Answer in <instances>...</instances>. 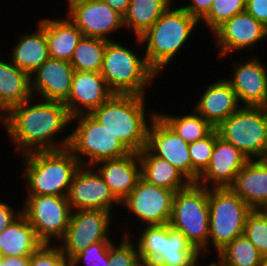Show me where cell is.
Wrapping results in <instances>:
<instances>
[{
    "mask_svg": "<svg viewBox=\"0 0 267 266\" xmlns=\"http://www.w3.org/2000/svg\"><path fill=\"white\" fill-rule=\"evenodd\" d=\"M33 98L12 108L0 119V125L14 144V153L22 156L68 148L70 133L66 136L63 132L68 129L72 117L64 102L43 99L36 102ZM61 133L63 137L56 141Z\"/></svg>",
    "mask_w": 267,
    "mask_h": 266,
    "instance_id": "cell-1",
    "label": "cell"
},
{
    "mask_svg": "<svg viewBox=\"0 0 267 266\" xmlns=\"http://www.w3.org/2000/svg\"><path fill=\"white\" fill-rule=\"evenodd\" d=\"M140 37H135L136 45L145 46L144 56L147 64L162 76L164 69L188 45L191 35L200 27V22L186 12L181 6H173ZM143 44V45H142ZM162 73V74H161Z\"/></svg>",
    "mask_w": 267,
    "mask_h": 266,
    "instance_id": "cell-2",
    "label": "cell"
},
{
    "mask_svg": "<svg viewBox=\"0 0 267 266\" xmlns=\"http://www.w3.org/2000/svg\"><path fill=\"white\" fill-rule=\"evenodd\" d=\"M146 99L141 95L113 93L91 115L116 135L130 152L139 153L146 147L148 127L157 114L155 110L146 114Z\"/></svg>",
    "mask_w": 267,
    "mask_h": 266,
    "instance_id": "cell-3",
    "label": "cell"
},
{
    "mask_svg": "<svg viewBox=\"0 0 267 266\" xmlns=\"http://www.w3.org/2000/svg\"><path fill=\"white\" fill-rule=\"evenodd\" d=\"M19 157L24 163L21 178L26 181V195L67 196L73 176L81 166L68 148Z\"/></svg>",
    "mask_w": 267,
    "mask_h": 266,
    "instance_id": "cell-4",
    "label": "cell"
},
{
    "mask_svg": "<svg viewBox=\"0 0 267 266\" xmlns=\"http://www.w3.org/2000/svg\"><path fill=\"white\" fill-rule=\"evenodd\" d=\"M136 52L119 41L107 42L100 73L113 93L145 96L147 86L157 78L144 54Z\"/></svg>",
    "mask_w": 267,
    "mask_h": 266,
    "instance_id": "cell-5",
    "label": "cell"
},
{
    "mask_svg": "<svg viewBox=\"0 0 267 266\" xmlns=\"http://www.w3.org/2000/svg\"><path fill=\"white\" fill-rule=\"evenodd\" d=\"M169 225L180 231L205 258L209 238L208 189L198 183H190L178 190L174 196Z\"/></svg>",
    "mask_w": 267,
    "mask_h": 266,
    "instance_id": "cell-6",
    "label": "cell"
},
{
    "mask_svg": "<svg viewBox=\"0 0 267 266\" xmlns=\"http://www.w3.org/2000/svg\"><path fill=\"white\" fill-rule=\"evenodd\" d=\"M68 149L81 165L93 166L99 161L124 157L131 152L91 114L72 117ZM76 126V127H75Z\"/></svg>",
    "mask_w": 267,
    "mask_h": 266,
    "instance_id": "cell-7",
    "label": "cell"
},
{
    "mask_svg": "<svg viewBox=\"0 0 267 266\" xmlns=\"http://www.w3.org/2000/svg\"><path fill=\"white\" fill-rule=\"evenodd\" d=\"M208 203L210 256L213 249L218 253L244 233L245 220L252 209L229 188H209Z\"/></svg>",
    "mask_w": 267,
    "mask_h": 266,
    "instance_id": "cell-8",
    "label": "cell"
},
{
    "mask_svg": "<svg viewBox=\"0 0 267 266\" xmlns=\"http://www.w3.org/2000/svg\"><path fill=\"white\" fill-rule=\"evenodd\" d=\"M215 129L249 160L267 159V107L242 106Z\"/></svg>",
    "mask_w": 267,
    "mask_h": 266,
    "instance_id": "cell-9",
    "label": "cell"
},
{
    "mask_svg": "<svg viewBox=\"0 0 267 266\" xmlns=\"http://www.w3.org/2000/svg\"><path fill=\"white\" fill-rule=\"evenodd\" d=\"M24 200L22 214L38 239L43 244L59 242L65 235L72 213L67 196L26 195Z\"/></svg>",
    "mask_w": 267,
    "mask_h": 266,
    "instance_id": "cell-10",
    "label": "cell"
},
{
    "mask_svg": "<svg viewBox=\"0 0 267 266\" xmlns=\"http://www.w3.org/2000/svg\"><path fill=\"white\" fill-rule=\"evenodd\" d=\"M114 216L109 211L100 209H80L72 211L69 225L59 241L61 251L72 259L83 249L98 242H113L110 229ZM111 226V228H110Z\"/></svg>",
    "mask_w": 267,
    "mask_h": 266,
    "instance_id": "cell-11",
    "label": "cell"
},
{
    "mask_svg": "<svg viewBox=\"0 0 267 266\" xmlns=\"http://www.w3.org/2000/svg\"><path fill=\"white\" fill-rule=\"evenodd\" d=\"M176 191L158 187L148 183L142 177L135 188L121 202L123 206L132 213L133 217L141 220V225H165L169 224L173 200Z\"/></svg>",
    "mask_w": 267,
    "mask_h": 266,
    "instance_id": "cell-12",
    "label": "cell"
},
{
    "mask_svg": "<svg viewBox=\"0 0 267 266\" xmlns=\"http://www.w3.org/2000/svg\"><path fill=\"white\" fill-rule=\"evenodd\" d=\"M67 2L65 14L80 29L83 36L112 41L113 33L125 29L123 17L101 0Z\"/></svg>",
    "mask_w": 267,
    "mask_h": 266,
    "instance_id": "cell-13",
    "label": "cell"
},
{
    "mask_svg": "<svg viewBox=\"0 0 267 266\" xmlns=\"http://www.w3.org/2000/svg\"><path fill=\"white\" fill-rule=\"evenodd\" d=\"M71 210L100 209L113 213L121 203L93 166L81 165L75 172L67 193Z\"/></svg>",
    "mask_w": 267,
    "mask_h": 266,
    "instance_id": "cell-14",
    "label": "cell"
},
{
    "mask_svg": "<svg viewBox=\"0 0 267 266\" xmlns=\"http://www.w3.org/2000/svg\"><path fill=\"white\" fill-rule=\"evenodd\" d=\"M212 34L220 59L227 58L235 50L247 51L267 40V27L244 11L226 20Z\"/></svg>",
    "mask_w": 267,
    "mask_h": 266,
    "instance_id": "cell-15",
    "label": "cell"
},
{
    "mask_svg": "<svg viewBox=\"0 0 267 266\" xmlns=\"http://www.w3.org/2000/svg\"><path fill=\"white\" fill-rule=\"evenodd\" d=\"M241 59L232 63V74L226 80L241 106L267 107V66L254 54Z\"/></svg>",
    "mask_w": 267,
    "mask_h": 266,
    "instance_id": "cell-16",
    "label": "cell"
},
{
    "mask_svg": "<svg viewBox=\"0 0 267 266\" xmlns=\"http://www.w3.org/2000/svg\"><path fill=\"white\" fill-rule=\"evenodd\" d=\"M146 148L153 155L167 160L192 183L189 144L157 114L148 127Z\"/></svg>",
    "mask_w": 267,
    "mask_h": 266,
    "instance_id": "cell-17",
    "label": "cell"
},
{
    "mask_svg": "<svg viewBox=\"0 0 267 266\" xmlns=\"http://www.w3.org/2000/svg\"><path fill=\"white\" fill-rule=\"evenodd\" d=\"M248 160L232 143L219 137L216 130V141L209 165L199 176L197 183L207 189L228 188Z\"/></svg>",
    "mask_w": 267,
    "mask_h": 266,
    "instance_id": "cell-18",
    "label": "cell"
},
{
    "mask_svg": "<svg viewBox=\"0 0 267 266\" xmlns=\"http://www.w3.org/2000/svg\"><path fill=\"white\" fill-rule=\"evenodd\" d=\"M70 62L49 58L30 74V88L34 99L65 102L74 75ZM36 96V97H35Z\"/></svg>",
    "mask_w": 267,
    "mask_h": 266,
    "instance_id": "cell-19",
    "label": "cell"
},
{
    "mask_svg": "<svg viewBox=\"0 0 267 266\" xmlns=\"http://www.w3.org/2000/svg\"><path fill=\"white\" fill-rule=\"evenodd\" d=\"M113 92L100 72L75 71L70 95L64 102L71 117L91 114L106 102Z\"/></svg>",
    "mask_w": 267,
    "mask_h": 266,
    "instance_id": "cell-20",
    "label": "cell"
},
{
    "mask_svg": "<svg viewBox=\"0 0 267 266\" xmlns=\"http://www.w3.org/2000/svg\"><path fill=\"white\" fill-rule=\"evenodd\" d=\"M93 167L120 203L135 188L141 178L140 160L138 153L134 152L121 158L99 161Z\"/></svg>",
    "mask_w": 267,
    "mask_h": 266,
    "instance_id": "cell-21",
    "label": "cell"
},
{
    "mask_svg": "<svg viewBox=\"0 0 267 266\" xmlns=\"http://www.w3.org/2000/svg\"><path fill=\"white\" fill-rule=\"evenodd\" d=\"M204 89L193 109L214 128L242 107L230 83L223 77L214 79Z\"/></svg>",
    "mask_w": 267,
    "mask_h": 266,
    "instance_id": "cell-22",
    "label": "cell"
},
{
    "mask_svg": "<svg viewBox=\"0 0 267 266\" xmlns=\"http://www.w3.org/2000/svg\"><path fill=\"white\" fill-rule=\"evenodd\" d=\"M228 188L252 210L267 205V159L248 160Z\"/></svg>",
    "mask_w": 267,
    "mask_h": 266,
    "instance_id": "cell-23",
    "label": "cell"
},
{
    "mask_svg": "<svg viewBox=\"0 0 267 266\" xmlns=\"http://www.w3.org/2000/svg\"><path fill=\"white\" fill-rule=\"evenodd\" d=\"M65 17L39 18L38 24L43 28L48 43L49 56L53 59L70 62L74 50L83 34L80 29Z\"/></svg>",
    "mask_w": 267,
    "mask_h": 266,
    "instance_id": "cell-24",
    "label": "cell"
},
{
    "mask_svg": "<svg viewBox=\"0 0 267 266\" xmlns=\"http://www.w3.org/2000/svg\"><path fill=\"white\" fill-rule=\"evenodd\" d=\"M32 96L30 75L11 61L0 60V119Z\"/></svg>",
    "mask_w": 267,
    "mask_h": 266,
    "instance_id": "cell-25",
    "label": "cell"
},
{
    "mask_svg": "<svg viewBox=\"0 0 267 266\" xmlns=\"http://www.w3.org/2000/svg\"><path fill=\"white\" fill-rule=\"evenodd\" d=\"M37 26V31L19 35L9 57V61L29 75L50 58L45 32L38 23Z\"/></svg>",
    "mask_w": 267,
    "mask_h": 266,
    "instance_id": "cell-26",
    "label": "cell"
},
{
    "mask_svg": "<svg viewBox=\"0 0 267 266\" xmlns=\"http://www.w3.org/2000/svg\"><path fill=\"white\" fill-rule=\"evenodd\" d=\"M141 177L158 187L178 191L191 182L167 160L153 155L146 147L139 153Z\"/></svg>",
    "mask_w": 267,
    "mask_h": 266,
    "instance_id": "cell-27",
    "label": "cell"
},
{
    "mask_svg": "<svg viewBox=\"0 0 267 266\" xmlns=\"http://www.w3.org/2000/svg\"><path fill=\"white\" fill-rule=\"evenodd\" d=\"M42 244L23 214L0 232V256L2 257L30 256Z\"/></svg>",
    "mask_w": 267,
    "mask_h": 266,
    "instance_id": "cell-28",
    "label": "cell"
},
{
    "mask_svg": "<svg viewBox=\"0 0 267 266\" xmlns=\"http://www.w3.org/2000/svg\"><path fill=\"white\" fill-rule=\"evenodd\" d=\"M200 255L180 231L165 224L163 254L151 266H193Z\"/></svg>",
    "mask_w": 267,
    "mask_h": 266,
    "instance_id": "cell-29",
    "label": "cell"
},
{
    "mask_svg": "<svg viewBox=\"0 0 267 266\" xmlns=\"http://www.w3.org/2000/svg\"><path fill=\"white\" fill-rule=\"evenodd\" d=\"M172 3H175L174 0H131L128 11L123 17L125 30L127 33L133 32L134 37H140Z\"/></svg>",
    "mask_w": 267,
    "mask_h": 266,
    "instance_id": "cell-30",
    "label": "cell"
},
{
    "mask_svg": "<svg viewBox=\"0 0 267 266\" xmlns=\"http://www.w3.org/2000/svg\"><path fill=\"white\" fill-rule=\"evenodd\" d=\"M193 113L172 115L159 112L157 115L188 144L208 136L215 128L194 109Z\"/></svg>",
    "mask_w": 267,
    "mask_h": 266,
    "instance_id": "cell-31",
    "label": "cell"
},
{
    "mask_svg": "<svg viewBox=\"0 0 267 266\" xmlns=\"http://www.w3.org/2000/svg\"><path fill=\"white\" fill-rule=\"evenodd\" d=\"M107 40L82 36L70 64L75 71L101 72Z\"/></svg>",
    "mask_w": 267,
    "mask_h": 266,
    "instance_id": "cell-32",
    "label": "cell"
},
{
    "mask_svg": "<svg viewBox=\"0 0 267 266\" xmlns=\"http://www.w3.org/2000/svg\"><path fill=\"white\" fill-rule=\"evenodd\" d=\"M142 226L144 228L138 227V236L135 238L132 231L126 232L125 230L123 233L122 230V234L132 235V241H137L136 246L143 266H151L163 254L165 225Z\"/></svg>",
    "mask_w": 267,
    "mask_h": 266,
    "instance_id": "cell-33",
    "label": "cell"
},
{
    "mask_svg": "<svg viewBox=\"0 0 267 266\" xmlns=\"http://www.w3.org/2000/svg\"><path fill=\"white\" fill-rule=\"evenodd\" d=\"M216 256L228 266H259L263 257L243 234L226 245Z\"/></svg>",
    "mask_w": 267,
    "mask_h": 266,
    "instance_id": "cell-34",
    "label": "cell"
},
{
    "mask_svg": "<svg viewBox=\"0 0 267 266\" xmlns=\"http://www.w3.org/2000/svg\"><path fill=\"white\" fill-rule=\"evenodd\" d=\"M246 0H213L209 13L200 21L211 34L226 20L245 11ZM204 23V24H203Z\"/></svg>",
    "mask_w": 267,
    "mask_h": 266,
    "instance_id": "cell-35",
    "label": "cell"
},
{
    "mask_svg": "<svg viewBox=\"0 0 267 266\" xmlns=\"http://www.w3.org/2000/svg\"><path fill=\"white\" fill-rule=\"evenodd\" d=\"M216 141V129L208 136L189 144V154L192 161V183H197L199 176L209 165Z\"/></svg>",
    "mask_w": 267,
    "mask_h": 266,
    "instance_id": "cell-36",
    "label": "cell"
},
{
    "mask_svg": "<svg viewBox=\"0 0 267 266\" xmlns=\"http://www.w3.org/2000/svg\"><path fill=\"white\" fill-rule=\"evenodd\" d=\"M122 236L120 243L114 241L109 246V260H105V266H143L136 243L131 236Z\"/></svg>",
    "mask_w": 267,
    "mask_h": 266,
    "instance_id": "cell-37",
    "label": "cell"
},
{
    "mask_svg": "<svg viewBox=\"0 0 267 266\" xmlns=\"http://www.w3.org/2000/svg\"><path fill=\"white\" fill-rule=\"evenodd\" d=\"M243 235L263 256L267 255V221L258 210H252L246 217Z\"/></svg>",
    "mask_w": 267,
    "mask_h": 266,
    "instance_id": "cell-38",
    "label": "cell"
},
{
    "mask_svg": "<svg viewBox=\"0 0 267 266\" xmlns=\"http://www.w3.org/2000/svg\"><path fill=\"white\" fill-rule=\"evenodd\" d=\"M53 244H42L29 256V266H71L68 259L56 242Z\"/></svg>",
    "mask_w": 267,
    "mask_h": 266,
    "instance_id": "cell-39",
    "label": "cell"
},
{
    "mask_svg": "<svg viewBox=\"0 0 267 266\" xmlns=\"http://www.w3.org/2000/svg\"><path fill=\"white\" fill-rule=\"evenodd\" d=\"M111 243L98 242L83 249L71 259V266H82V264L86 266H105V260H109V246Z\"/></svg>",
    "mask_w": 267,
    "mask_h": 266,
    "instance_id": "cell-40",
    "label": "cell"
},
{
    "mask_svg": "<svg viewBox=\"0 0 267 266\" xmlns=\"http://www.w3.org/2000/svg\"><path fill=\"white\" fill-rule=\"evenodd\" d=\"M181 7L199 22L209 13L213 0H189Z\"/></svg>",
    "mask_w": 267,
    "mask_h": 266,
    "instance_id": "cell-41",
    "label": "cell"
},
{
    "mask_svg": "<svg viewBox=\"0 0 267 266\" xmlns=\"http://www.w3.org/2000/svg\"><path fill=\"white\" fill-rule=\"evenodd\" d=\"M245 11L267 27V0H246Z\"/></svg>",
    "mask_w": 267,
    "mask_h": 266,
    "instance_id": "cell-42",
    "label": "cell"
},
{
    "mask_svg": "<svg viewBox=\"0 0 267 266\" xmlns=\"http://www.w3.org/2000/svg\"><path fill=\"white\" fill-rule=\"evenodd\" d=\"M21 214L22 210H16L14 206L5 203L4 200L0 201V232L4 231Z\"/></svg>",
    "mask_w": 267,
    "mask_h": 266,
    "instance_id": "cell-43",
    "label": "cell"
},
{
    "mask_svg": "<svg viewBox=\"0 0 267 266\" xmlns=\"http://www.w3.org/2000/svg\"><path fill=\"white\" fill-rule=\"evenodd\" d=\"M0 266H29V256H0Z\"/></svg>",
    "mask_w": 267,
    "mask_h": 266,
    "instance_id": "cell-44",
    "label": "cell"
},
{
    "mask_svg": "<svg viewBox=\"0 0 267 266\" xmlns=\"http://www.w3.org/2000/svg\"><path fill=\"white\" fill-rule=\"evenodd\" d=\"M101 1L108 4L113 10H115L122 17H124L128 11L131 0H101Z\"/></svg>",
    "mask_w": 267,
    "mask_h": 266,
    "instance_id": "cell-45",
    "label": "cell"
},
{
    "mask_svg": "<svg viewBox=\"0 0 267 266\" xmlns=\"http://www.w3.org/2000/svg\"><path fill=\"white\" fill-rule=\"evenodd\" d=\"M266 219L267 221V205L260 207L257 209Z\"/></svg>",
    "mask_w": 267,
    "mask_h": 266,
    "instance_id": "cell-46",
    "label": "cell"
},
{
    "mask_svg": "<svg viewBox=\"0 0 267 266\" xmlns=\"http://www.w3.org/2000/svg\"><path fill=\"white\" fill-rule=\"evenodd\" d=\"M213 262H208L209 264H206V266H217V260H210ZM193 266H202V264L199 263V260L193 265ZM205 266V265H204Z\"/></svg>",
    "mask_w": 267,
    "mask_h": 266,
    "instance_id": "cell-47",
    "label": "cell"
},
{
    "mask_svg": "<svg viewBox=\"0 0 267 266\" xmlns=\"http://www.w3.org/2000/svg\"><path fill=\"white\" fill-rule=\"evenodd\" d=\"M259 266H267V255L262 257V260Z\"/></svg>",
    "mask_w": 267,
    "mask_h": 266,
    "instance_id": "cell-48",
    "label": "cell"
},
{
    "mask_svg": "<svg viewBox=\"0 0 267 266\" xmlns=\"http://www.w3.org/2000/svg\"><path fill=\"white\" fill-rule=\"evenodd\" d=\"M217 266H228V265L225 264L222 260H220V259L217 257Z\"/></svg>",
    "mask_w": 267,
    "mask_h": 266,
    "instance_id": "cell-49",
    "label": "cell"
},
{
    "mask_svg": "<svg viewBox=\"0 0 267 266\" xmlns=\"http://www.w3.org/2000/svg\"><path fill=\"white\" fill-rule=\"evenodd\" d=\"M66 1H94V0H66Z\"/></svg>",
    "mask_w": 267,
    "mask_h": 266,
    "instance_id": "cell-50",
    "label": "cell"
}]
</instances>
